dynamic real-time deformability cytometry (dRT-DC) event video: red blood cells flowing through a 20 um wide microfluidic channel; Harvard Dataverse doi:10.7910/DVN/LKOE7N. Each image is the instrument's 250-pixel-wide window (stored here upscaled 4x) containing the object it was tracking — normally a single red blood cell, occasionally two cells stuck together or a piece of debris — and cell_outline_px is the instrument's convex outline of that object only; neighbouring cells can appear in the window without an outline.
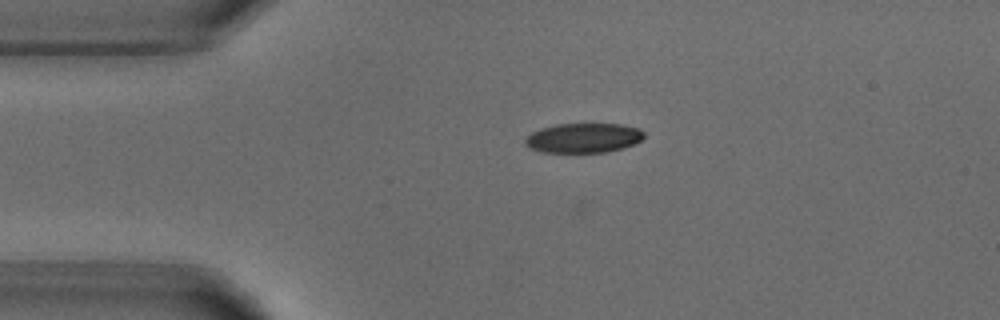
{"species": "common noctule bat (a hibernating species)", "species_latin": "Nyctalus noctula", "temperature_condition": "warm", "stored_images_in_passage": 4, "camera_frame_rate_fps": 3000, "um_per_image_px": 0.085, "animal": {"sex": "male", "body_mass_g": 18.8}, "frame": {"image": 1, "passage_image": 3, "time_ms": 3.333, "image_size_px": [1000, 320], "cell_outline_px": [[644, 136], [640, 140], [624, 148], [604, 152], [540, 152], [528, 148], [524, 144], [524, 140], [532, 132], [540, 128], [556, 124], [624, 124], [640, 128], [644, 132]], "centroid_in_image_um": [49.57, 11.72], "position_along_channel_um": 35.4, "area_um2": 20.63}}